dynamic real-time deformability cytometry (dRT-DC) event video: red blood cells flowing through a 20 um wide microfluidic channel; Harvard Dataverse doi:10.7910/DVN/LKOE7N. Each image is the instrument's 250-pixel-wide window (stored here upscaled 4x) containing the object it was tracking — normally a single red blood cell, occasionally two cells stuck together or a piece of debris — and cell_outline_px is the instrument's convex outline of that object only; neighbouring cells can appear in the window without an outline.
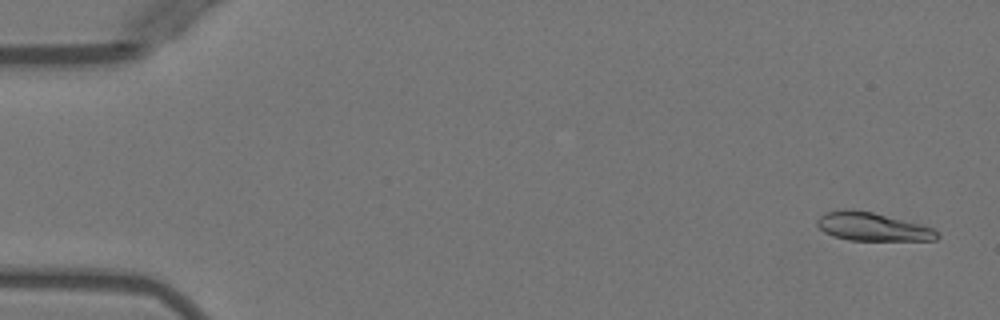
{"species": "Egyptian fruit bat (a non-hibernating species)", "species_latin": "Rousettus aegyptiacus", "temperature_condition": "warm", "stored_images_in_passage": 11, "camera_frame_rate_fps": 3000, "um_per_image_px": 0.085, "animal": {"sex": "female"}, "frame": {"image": 1, "passage_image": 1, "time_ms": 0.0, "image_size_px": [1000, 320], "cell_outline_px": [[940, 236], [936, 240], [848, 240], [832, 236], [824, 232], [816, 224], [816, 220], [824, 212], [844, 208], [852, 208], [872, 212], [920, 224], [932, 228]], "centroid_in_image_um": [74.09, 19.26], "position_along_channel_um": 10.9, "area_um2": 19.88}}